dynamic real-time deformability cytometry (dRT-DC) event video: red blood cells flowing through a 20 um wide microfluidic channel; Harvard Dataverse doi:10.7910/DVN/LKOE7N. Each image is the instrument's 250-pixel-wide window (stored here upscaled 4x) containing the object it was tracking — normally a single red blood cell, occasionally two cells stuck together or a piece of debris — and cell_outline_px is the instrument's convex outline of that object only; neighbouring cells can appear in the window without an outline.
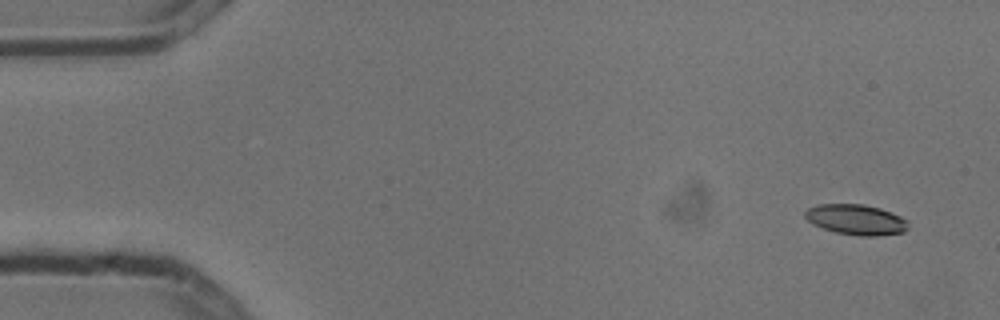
{"species": "common noctule bat (a hibernating species)", "species_latin": "Nyctalus noctula", "temperature_condition": "cold", "stored_images_in_passage": 7, "camera_frame_rate_fps": 3000, "um_per_image_px": 0.085, "animal": {"sex": "male", "body_mass_g": 13.3}, "frame": {"image": 1, "passage_image": 1, "time_ms": 0.0, "image_size_px": [1000, 320], "cell_outline_px": [[908, 228], [904, 232], [880, 236], [860, 236], [836, 232], [812, 224], [804, 216], [804, 212], [808, 208], [820, 204], [864, 204], [880, 208], [892, 212], [908, 220]], "centroid_in_image_um": [72.79, 18.67], "position_along_channel_um": 12.2, "area_um2": 18.38}}
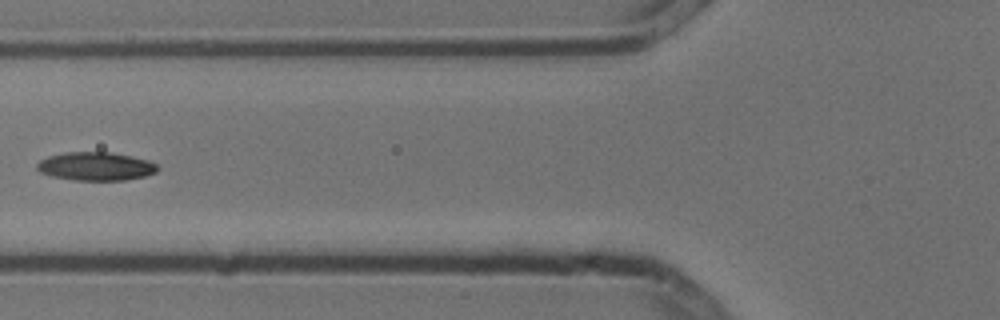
{"frame": {"image": 2, "passage_image": 6, "time_ms": 1.667, "image_size_px": [1000, 320], "cell_outline_px": [[160, 168], [156, 172], [144, 176], [124, 180], [72, 180], [52, 176], [40, 172], [36, 168], [36, 164], [40, 160], [48, 156], [64, 152], [112, 152], [132, 156], [148, 160], [156, 164]], "centroid_in_image_um": [8.13, 14.13], "position_along_channel_um": 117.7, "area_um2": 20.06}}
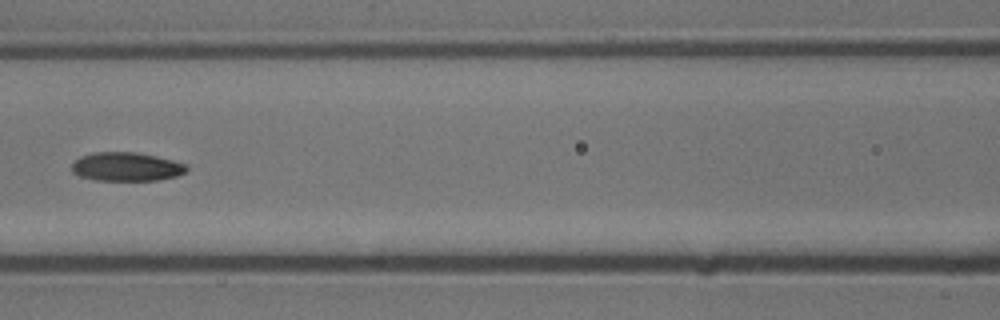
{"frame": {"image": 3, "passage_image": 7, "time_ms": 2.0, "image_size_px": [1000, 320], "cell_outline_px": [[188, 172], [176, 176], [156, 180], [96, 180], [80, 176], [72, 172], [72, 164], [80, 156], [92, 152], [136, 152], [156, 156], [188, 164]], "centroid_in_image_um": [10.77, 14.16], "position_along_channel_um": 155.8, "area_um2": 19.31}}